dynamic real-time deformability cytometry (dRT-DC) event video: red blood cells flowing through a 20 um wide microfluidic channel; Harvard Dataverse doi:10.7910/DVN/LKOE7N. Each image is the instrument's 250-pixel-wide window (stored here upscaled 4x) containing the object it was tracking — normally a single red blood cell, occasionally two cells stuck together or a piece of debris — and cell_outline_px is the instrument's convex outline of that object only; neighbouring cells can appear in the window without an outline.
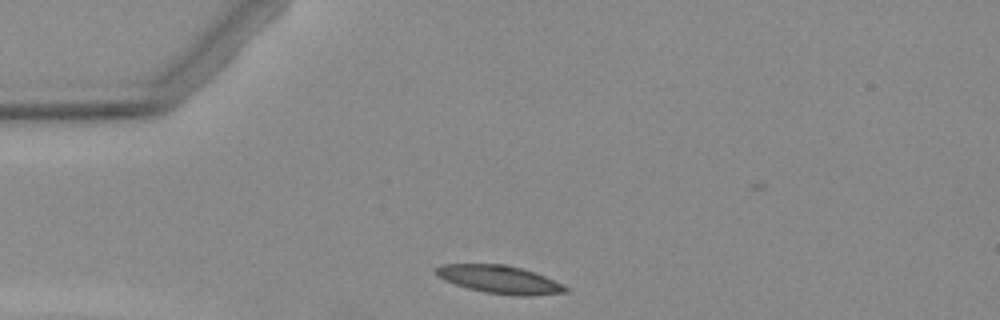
{"species": "Egyptian fruit bat (a non-hibernating species)", "species_latin": "Rousettus aegyptiacus", "temperature_condition": "warm", "stored_images_in_passage": 5, "camera_frame_rate_fps": 3000, "um_per_image_px": 0.085, "animal": {"sex": "female"}, "frame": {"image": 1, "passage_image": 1, "time_ms": 0.0, "image_size_px": [1000, 320], "cell_outline_px": [[568, 292], [532, 296], [516, 296], [484, 292], [468, 288], [444, 280], [436, 276], [436, 268], [440, 264], [504, 264], [536, 272], [564, 284], [568, 288]], "centroid_in_image_um": [42.5, 23.76], "position_along_channel_um": 42.5, "area_um2": 21.27}}
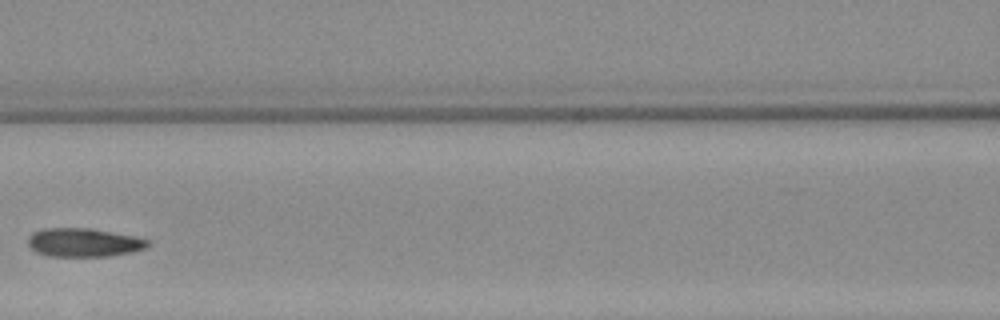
{"frame": {"image": 2, "passage_image": 4, "time_ms": 3.667, "image_size_px": [1000, 320], "cell_outline_px": [[152, 240], [148, 248], [132, 252], [112, 256], [48, 256], [36, 252], [28, 244], [28, 236], [32, 232], [44, 228], [88, 228], [136, 236]], "centroid_in_image_um": [7.16, 20.61], "position_along_channel_um": 159.4, "area_um2": 20.23}}
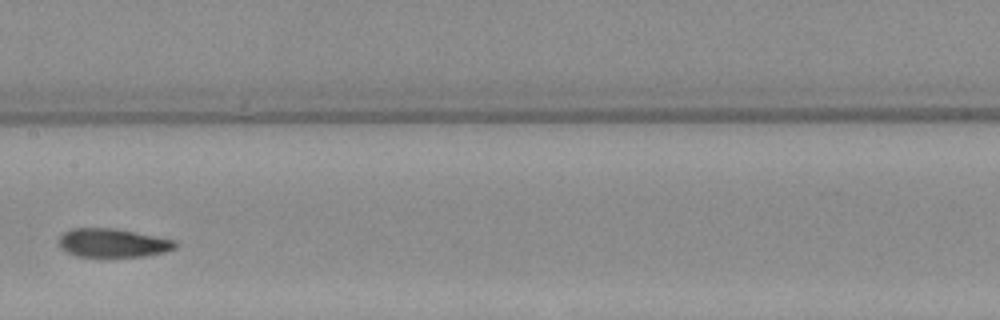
{"frame": {"image": 3, "passage_image": 5, "time_ms": 4.667, "image_size_px": [1000, 320], "cell_outline_px": [[176, 248], [164, 252], [144, 256], [100, 260], [76, 256], [64, 252], [60, 248], [60, 236], [64, 232], [72, 228], [116, 228], [176, 240]], "centroid_in_image_um": [9.55, 20.7], "position_along_channel_um": 197.8, "area_um2": 20.4}}